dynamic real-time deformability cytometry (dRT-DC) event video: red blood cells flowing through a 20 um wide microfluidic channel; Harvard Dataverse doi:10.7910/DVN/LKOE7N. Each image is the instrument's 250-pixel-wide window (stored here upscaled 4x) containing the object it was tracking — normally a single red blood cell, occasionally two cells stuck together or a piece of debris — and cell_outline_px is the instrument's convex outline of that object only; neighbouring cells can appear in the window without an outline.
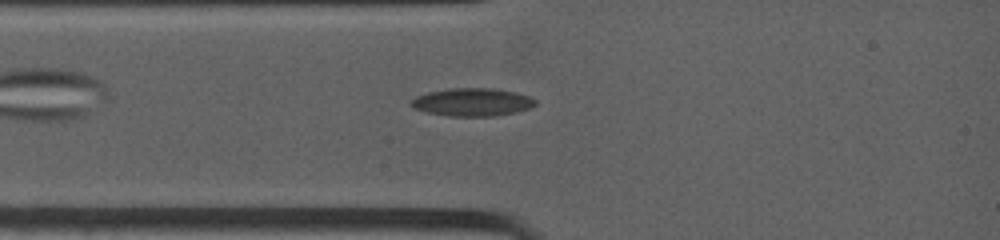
{"species": "common noctule bat (a hibernating species)", "species_latin": "Nyctalus noctula", "temperature_condition": "warm", "stored_images_in_passage": 49, "camera_frame_rate_fps": 4500, "um_per_image_px": 0.085, "animal": {"sex": "female", "body_mass_g": 19.0, "forearm_length_mm": 53.3}, "frame": {"image": 1, "passage_image": 11, "time_ms": 2.0, "image_size_px": [1000, 240], "cell_outline_px": [[536, 104], [528, 108], [496, 116], [448, 116], [428, 112], [416, 108], [408, 104], [408, 100], [416, 96], [428, 92], [452, 88], [492, 88], [516, 92], [528, 96], [536, 100]], "centroid_in_image_um": [40.1, 8.67], "position_along_channel_um": 44.9, "area_um2": 20.11}}
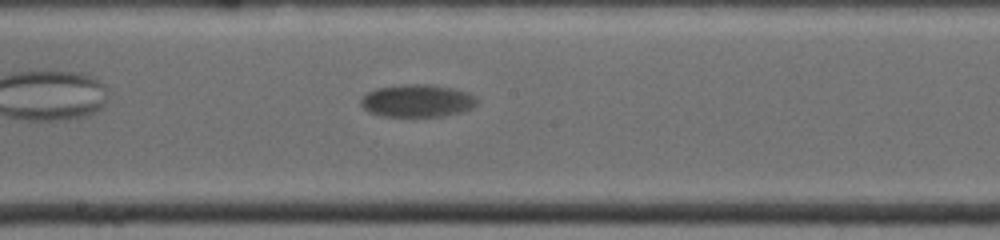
{"frame": {"image": 2, "passage_image": 29, "time_ms": 6.667, "image_size_px": [1000, 240], "cell_outline_px": [[480, 100], [476, 104], [460, 112], [440, 116], [384, 116], [368, 112], [360, 104], [360, 100], [368, 92], [376, 88], [400, 84], [432, 84], [456, 88], [468, 92], [476, 96]], "centroid_in_image_um": [35.47, 8.54], "position_along_channel_um": 212.7, "area_um2": 22.2}}
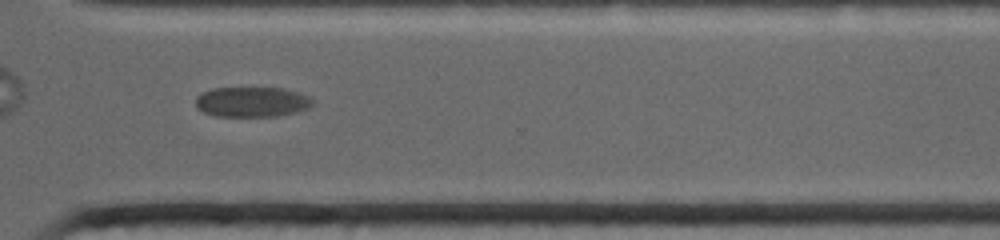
{"frame": {"image": 3, "passage_image": 45, "time_ms": 10.444, "image_size_px": [1000, 240], "cell_outline_px": [[312, 104], [308, 108], [296, 112], [276, 116], [216, 116], [204, 112], [196, 108], [196, 96], [200, 92], [212, 88], [284, 88], [300, 92], [308, 96], [312, 100]], "centroid_in_image_um": [21.39, 8.65], "position_along_channel_um": 349.2, "area_um2": 20.63}, "authors_computed_cell_mechanics": {"area_um2": 20.519, "velocity_mm_per_s": 3.5977, "shape_relaxation_time_tau1_ms": 1.5917, "shape_relaxation_time_tau2_ms": null, "deformation_change_tau1": 0.0394, "deformation_change_tau2": null}}